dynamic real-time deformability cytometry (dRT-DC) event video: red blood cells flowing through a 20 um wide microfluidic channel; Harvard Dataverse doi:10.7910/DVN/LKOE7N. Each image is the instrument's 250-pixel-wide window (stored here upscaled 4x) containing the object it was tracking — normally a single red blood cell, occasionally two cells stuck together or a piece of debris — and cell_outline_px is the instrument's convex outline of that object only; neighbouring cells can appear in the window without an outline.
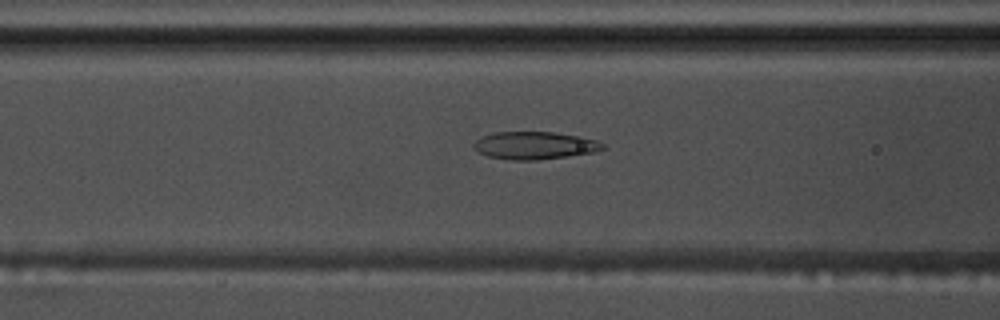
{"species": "common noctule bat (a hibernating species)", "species_latin": "Nyctalus noctula", "temperature_condition": "warm", "stored_images_in_passage": 52, "camera_frame_rate_fps": 3000, "um_per_image_px": 0.085, "animal": {"sex": "male", "body_mass_g": 17.5, "forearm_length_mm": 52.3}, "frame": {"image": 1, "passage_image": 19, "time_ms": 6.0, "image_size_px": [1000, 320], "cell_outline_px": [[604, 148], [596, 152], [568, 156], [536, 160], [512, 160], [488, 156], [480, 152], [472, 144], [480, 136], [492, 132], [552, 132], [580, 136], [596, 140], [604, 144]], "centroid_in_image_um": [45.44, 12.36], "position_along_channel_um": 121.2, "area_um2": 20.75}}
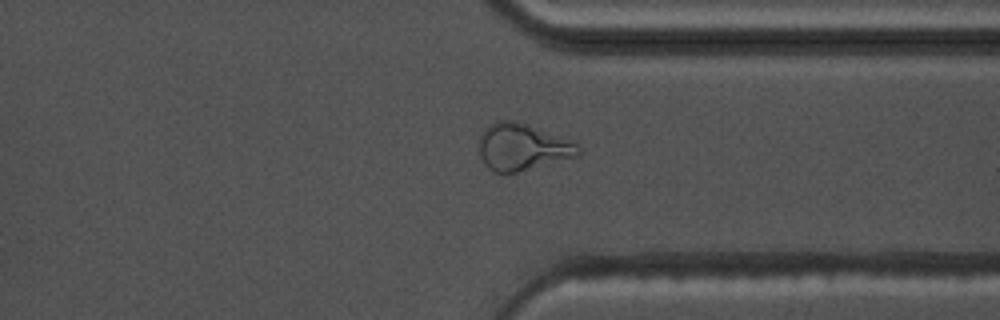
{"frame": {"image": 2, "passage_image": 39, "time_ms": 12.667, "image_size_px": [1000, 320], "cell_outline_px": [[580, 156], [516, 172], [492, 172], [484, 164], [480, 156], [480, 136], [496, 120], [512, 120], [528, 124], [572, 140], [580, 148]], "centroid_in_image_um": [44.43, 12.5], "position_along_channel_um": 367.0, "area_um2": 26.93}}
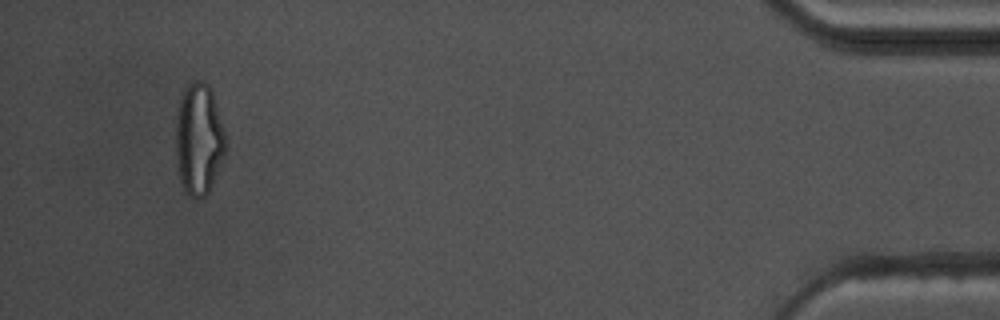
{"frame": {"image": 3, "passage_image": 49, "time_ms": 16.0, "image_size_px": [1000, 320], "cell_outline_px": [[228, 148], [212, 184], [208, 192], [200, 200], [188, 196], [180, 180], [176, 156], [176, 116], [180, 96], [188, 84], [196, 80], [200, 80], [208, 84], [212, 88], [228, 140]], "centroid_in_image_um": [16.93, 11.81], "position_along_channel_um": 418.3, "area_um2": 33.12}, "authors_computed_cell_mechanics": {"area_um2": 21.7039, "velocity_mm_per_s": 3.6989, "shape_relaxation_time_tau1_ms": null, "shape_relaxation_time_tau2_ms": 1.5101, "deformation_change_tau1": null, "deformation_change_tau2": 0.0834}}